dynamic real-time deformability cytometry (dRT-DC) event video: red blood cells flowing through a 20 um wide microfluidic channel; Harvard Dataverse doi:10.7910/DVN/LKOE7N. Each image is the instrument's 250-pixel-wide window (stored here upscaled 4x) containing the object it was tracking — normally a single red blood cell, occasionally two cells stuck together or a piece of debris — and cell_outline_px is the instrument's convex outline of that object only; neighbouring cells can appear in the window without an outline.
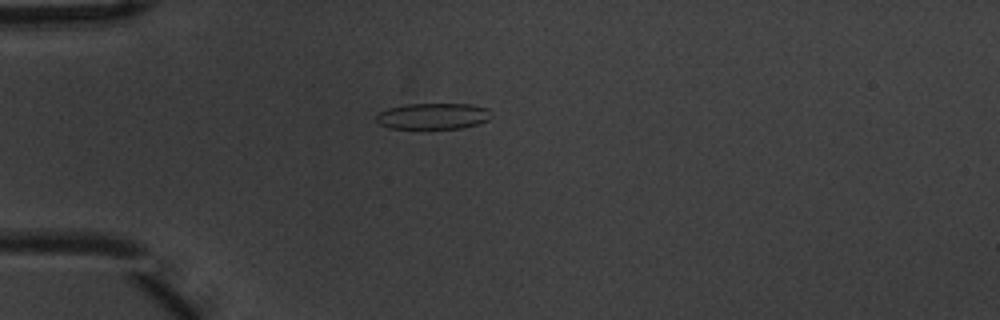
{"species": "common noctule bat (a hibernating species)", "species_latin": "Nyctalus noctula", "temperature_condition": "warm", "stored_images_in_passage": 3, "camera_frame_rate_fps": 3000, "um_per_image_px": 0.085, "animal": {"sex": "male", "body_mass_g": 20.1, "forearm_length_mm": 53.5}, "frame": {"image": 1, "passage_image": 2, "time_ms": 0.333, "image_size_px": [1000, 320], "cell_outline_px": [[488, 120], [476, 124], [460, 128], [388, 128], [380, 124], [376, 120], [376, 116], [380, 112], [388, 108], [404, 104], [468, 104], [488, 108]], "centroid_in_image_um": [36.75, 9.86], "position_along_channel_um": 48.2, "area_um2": 17.22}}